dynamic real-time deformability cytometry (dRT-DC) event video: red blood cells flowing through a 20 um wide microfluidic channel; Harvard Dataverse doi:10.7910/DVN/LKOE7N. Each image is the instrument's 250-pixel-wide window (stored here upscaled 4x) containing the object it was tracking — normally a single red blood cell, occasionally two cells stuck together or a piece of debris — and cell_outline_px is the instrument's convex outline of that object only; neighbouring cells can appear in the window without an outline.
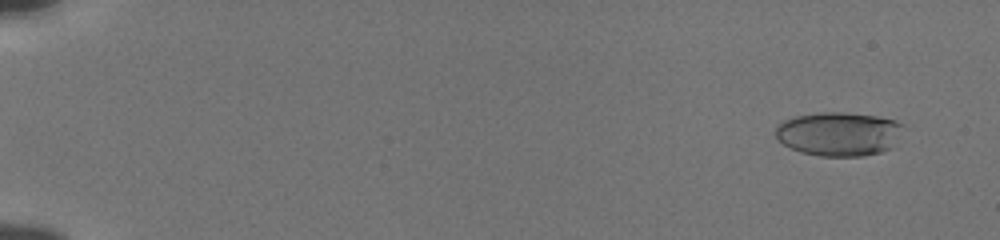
{"species": "human", "species_latin": "Homo sapiens", "temperature_condition": "cold", "stored_images_in_passage": 56, "camera_frame_rate_fps": 3000, "um_per_image_px": 0.085, "donor": {"sex": "male"}, "frame": {"image": 1, "passage_image": 4, "time_ms": 1.0, "image_size_px": [1000, 240], "cell_outline_px": [[904, 124], [892, 148], [880, 152], [864, 156], [820, 156], [800, 152], [776, 140], [776, 124], [784, 120], [796, 116], [820, 112], [844, 112], [876, 116], [896, 120]], "centroid_in_image_um": [71.28, 11.38], "position_along_channel_um": 13.7, "area_um2": 32.83}}
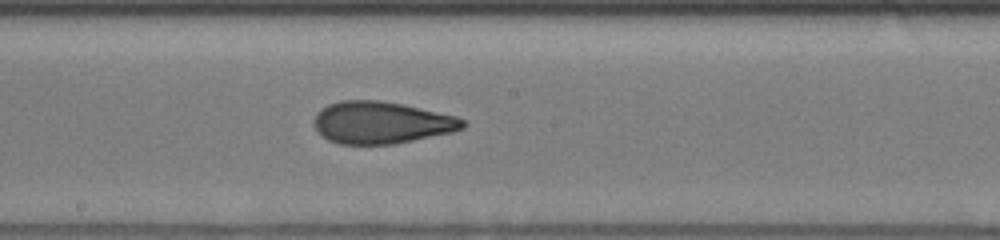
{"frame": {"image": 2, "passage_image": 33, "time_ms": 10.667, "image_size_px": [1000, 240], "cell_outline_px": [[468, 124], [464, 128], [452, 132], [392, 144], [340, 144], [328, 140], [316, 132], [312, 124], [312, 120], [316, 112], [320, 108], [328, 104], [340, 100], [380, 100], [404, 104], [456, 116], [464, 120]], "centroid_in_image_um": [32.36, 10.41], "position_along_channel_um": 215.8, "area_um2": 36.88}}
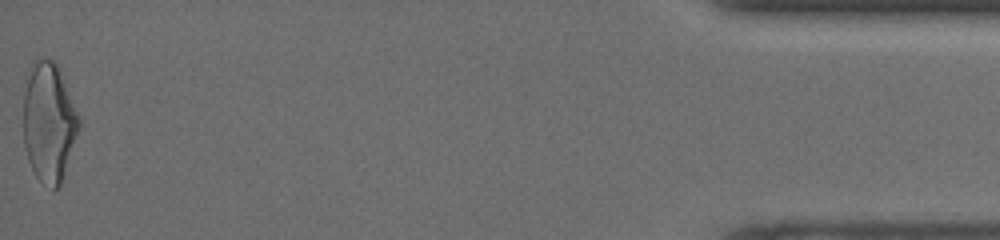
{"frame": {"image": 3, "passage_image": 56, "time_ms": 18.333, "image_size_px": [1000, 240], "cell_outline_px": [[80, 128], [60, 184], [56, 188], [52, 188], [40, 180], [36, 176], [28, 160], [24, 148], [24, 92], [32, 60], [44, 56], [56, 60], [80, 116]], "centroid_in_image_um": [4.16, 10.31], "position_along_channel_um": 431.0, "area_um2": 38.9}, "authors_computed_cell_mechanics": {"area_um2": 35.6915, "velocity_mm_per_s": 3.8591, "shape_relaxation_time_tau1_ms": 6.3575, "shape_relaxation_time_tau2_ms": 1.551, "deformation_change_tau1": 0.2116, "deformation_change_tau2": 0.0966}}